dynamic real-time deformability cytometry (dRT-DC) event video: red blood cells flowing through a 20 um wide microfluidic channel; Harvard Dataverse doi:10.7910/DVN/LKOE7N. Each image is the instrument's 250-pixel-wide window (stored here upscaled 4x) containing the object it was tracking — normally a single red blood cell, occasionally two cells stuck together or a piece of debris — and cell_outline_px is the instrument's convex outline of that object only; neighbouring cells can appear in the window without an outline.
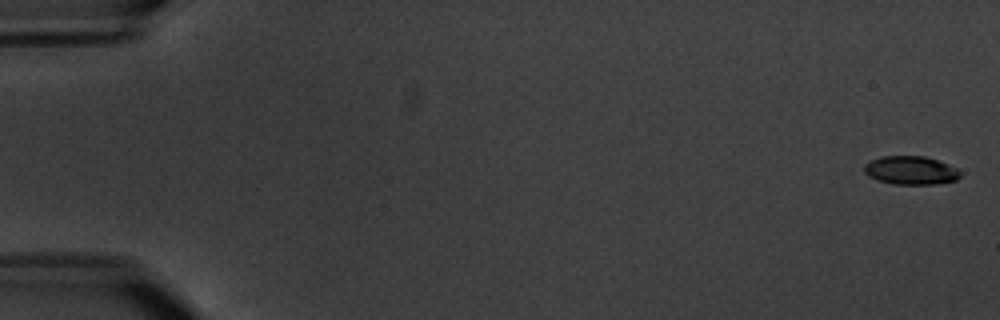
{"species": "common noctule bat (a hibernating species)", "species_latin": "Nyctalus noctula", "temperature_condition": "warm", "stored_images_in_passage": 7, "camera_frame_rate_fps": 3000, "um_per_image_px": 0.085, "animal": {"sex": "male", "body_mass_g": 20.1, "forearm_length_mm": 53.5}, "frame": {"image": 1, "passage_image": 1, "time_ms": 0.0, "image_size_px": [1000, 320], "cell_outline_px": [[960, 176], [956, 180], [936, 184], [892, 184], [876, 180], [868, 176], [864, 172], [864, 164], [880, 156], [924, 156], [936, 160], [956, 168], [960, 172]], "centroid_in_image_um": [77.37, 14.49], "position_along_channel_um": 7.6, "area_um2": 15.9}}